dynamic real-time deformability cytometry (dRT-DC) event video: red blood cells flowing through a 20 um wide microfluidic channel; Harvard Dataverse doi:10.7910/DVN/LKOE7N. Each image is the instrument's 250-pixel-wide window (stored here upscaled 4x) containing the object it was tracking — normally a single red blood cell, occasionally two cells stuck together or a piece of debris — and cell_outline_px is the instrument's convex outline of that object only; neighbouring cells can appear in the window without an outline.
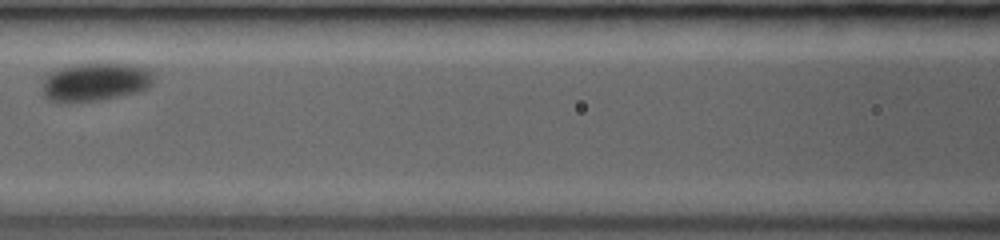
{"species": "common noctule bat (a hibernating species)", "species_latin": "Nyctalus noctula", "temperature_condition": "room temperature", "stored_images_in_passage": 7, "camera_frame_rate_fps": 3000, "um_per_image_px": 0.085, "animal": {"sex": "female", "body_mass_g": 19.0, "forearm_length_mm": 53.3}, "frame": {"image": 1, "passage_image": 5, "time_ms": 3.667, "image_size_px": [1000, 240], "cell_outline_px": [[156, 76], [152, 84], [148, 88], [140, 92], [100, 100], [68, 104], [64, 104], [48, 100], [44, 96], [40, 88], [44, 76], [48, 72], [56, 68], [76, 64], [100, 60], [132, 64], [148, 68]], "centroid_in_image_um": [8.07, 6.94], "position_along_channel_um": 158.5, "area_um2": 26.65}}
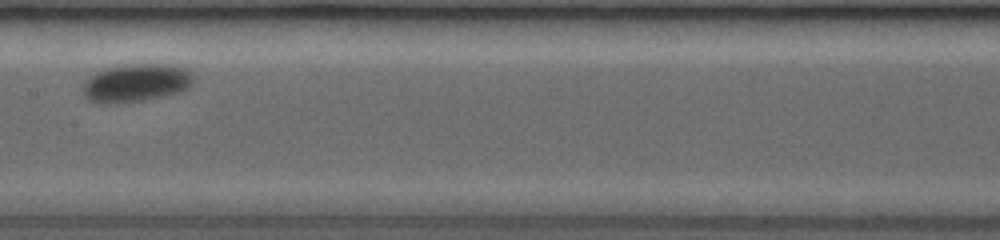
{"frame": {"image": 2, "passage_image": 6, "time_ms": 4.667, "image_size_px": [1000, 240], "cell_outline_px": [[196, 80], [188, 88], [164, 96], [144, 100], [116, 104], [96, 104], [88, 100], [84, 96], [84, 80], [88, 76], [104, 68], [120, 64], [184, 64], [196, 76]], "centroid_in_image_um": [11.6, 7.02], "position_along_channel_um": 195.8, "area_um2": 25.49}}